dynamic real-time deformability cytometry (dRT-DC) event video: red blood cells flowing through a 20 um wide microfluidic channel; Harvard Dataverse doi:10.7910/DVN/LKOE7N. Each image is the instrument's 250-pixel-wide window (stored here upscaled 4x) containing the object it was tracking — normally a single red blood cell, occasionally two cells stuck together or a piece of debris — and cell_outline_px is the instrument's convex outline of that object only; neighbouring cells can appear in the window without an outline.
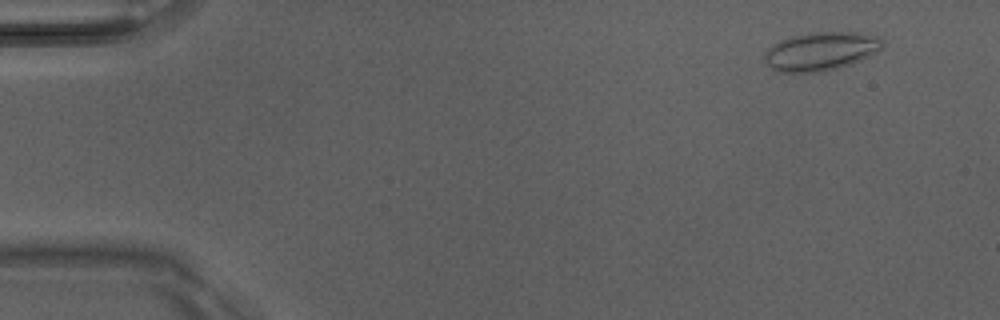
{"species": "Egyptian fruit bat (a non-hibernating species)", "species_latin": "Rousettus aegyptiacus", "temperature_condition": "room temperature", "stored_images_in_passage": 4, "camera_frame_rate_fps": 3000, "um_per_image_px": 0.085, "animal": {"sex": "male"}, "frame": {"image": 1, "passage_image": 1, "time_ms": 0.0, "image_size_px": [1000, 320], "cell_outline_px": [[884, 48], [852, 64], [824, 72], [776, 72], [764, 60], [764, 52], [772, 44], [780, 40], [792, 36], [812, 32], [856, 32], [880, 36], [884, 40]], "centroid_in_image_um": [69.79, 4.35], "position_along_channel_um": 15.2, "area_um2": 26.82}}